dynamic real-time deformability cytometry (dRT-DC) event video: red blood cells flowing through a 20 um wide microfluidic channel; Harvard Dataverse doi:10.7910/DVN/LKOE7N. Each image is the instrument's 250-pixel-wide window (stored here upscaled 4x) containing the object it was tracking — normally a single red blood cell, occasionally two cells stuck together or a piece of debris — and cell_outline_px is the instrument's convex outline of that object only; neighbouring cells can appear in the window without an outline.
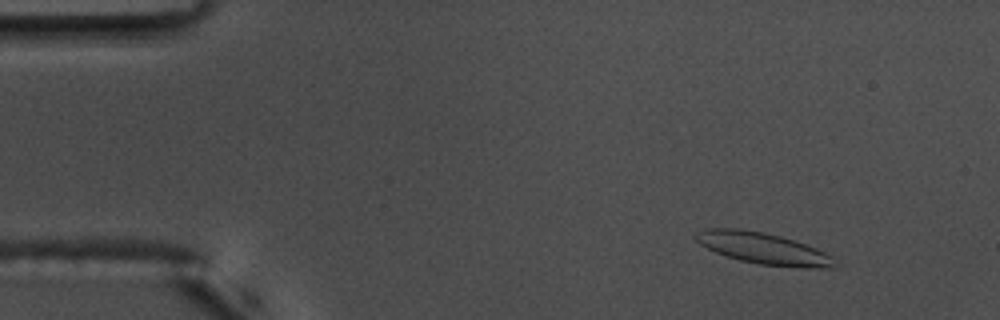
{"species": "common noctule bat (a hibernating species)", "species_latin": "Nyctalus noctula", "temperature_condition": "warm", "stored_images_in_passage": 57, "camera_frame_rate_fps": 3000, "um_per_image_px": 0.085, "animal": {"sex": "male", "body_mass_g": 17.5, "forearm_length_mm": 52.3}, "frame": {"image": 1, "passage_image": 7, "time_ms": 2.0, "image_size_px": [1000, 320], "cell_outline_px": [[840, 264], [836, 268], [804, 268], [760, 264], [740, 260], [716, 252], [700, 244], [692, 236], [696, 232], [704, 228], [740, 228], [764, 232], [780, 236], [816, 248], [832, 256]], "centroid_in_image_um": [64.9, 21.11], "position_along_channel_um": 20.1, "area_um2": 25.61}}
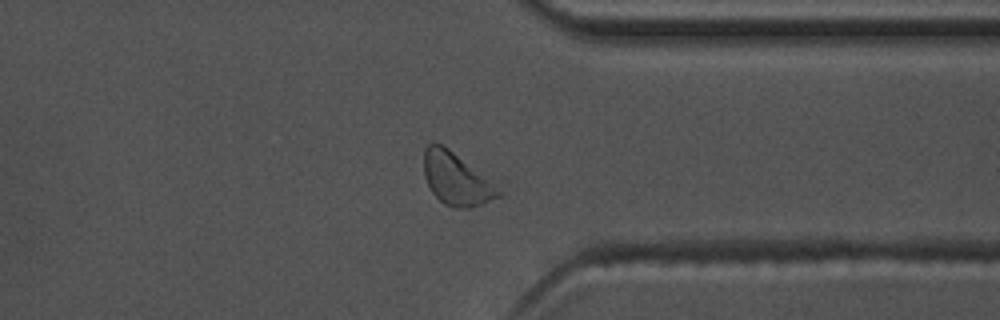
{"frame": {"image": 2, "passage_image": 44, "time_ms": 14.333, "image_size_px": [1000, 320], "cell_outline_px": [[508, 180], [504, 192], [500, 196], [480, 204], [468, 208], [452, 208], [444, 204], [432, 192], [424, 176], [424, 148], [432, 140], [448, 148]], "centroid_in_image_um": [39.06, 15.15], "position_along_channel_um": 372.3, "area_um2": 25.43}}
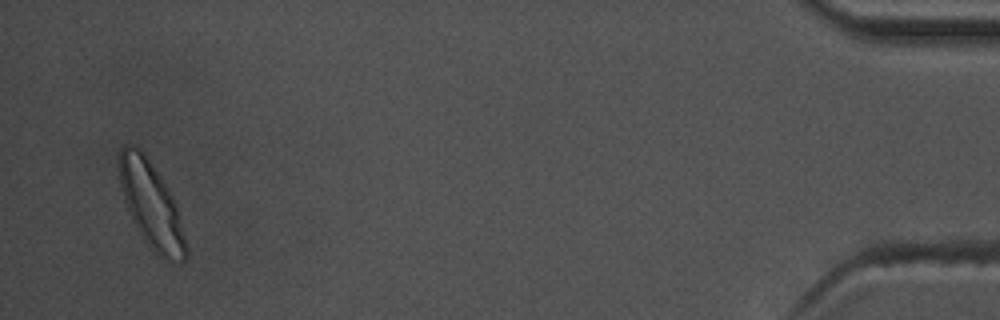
{"frame": {"image": 3, "passage_image": 55, "time_ms": 18.0, "image_size_px": [1000, 320], "cell_outline_px": [[188, 256], [184, 264], [164, 260], [144, 240], [136, 228], [128, 212], [120, 184], [116, 160], [120, 148], [124, 144], [132, 144], [140, 148], [144, 152], [168, 188], [176, 204], [188, 248]], "centroid_in_image_um": [12.84, 17.41], "position_along_channel_um": 422.4, "area_um2": 33.99}, "authors_computed_cell_mechanics": {"area_um2": 24.565, "velocity_mm_per_s": 3.6012, "shape_relaxation_time_tau1_ms": 4.2912, "shape_relaxation_time_tau2_ms": 2.6856, "deformation_change_tau1": 0.1335, "deformation_change_tau2": 0.069}}